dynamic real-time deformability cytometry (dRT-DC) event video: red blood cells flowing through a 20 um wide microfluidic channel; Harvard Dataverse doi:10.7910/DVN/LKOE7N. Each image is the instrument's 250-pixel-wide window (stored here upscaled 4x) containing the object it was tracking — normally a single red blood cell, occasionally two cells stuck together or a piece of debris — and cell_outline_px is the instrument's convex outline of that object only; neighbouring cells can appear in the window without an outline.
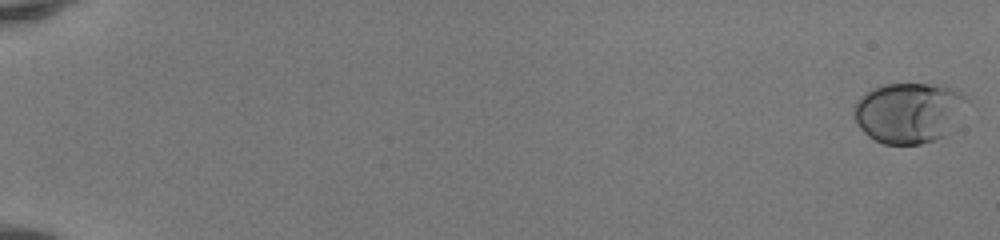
{"species": "human", "species_latin": "Homo sapiens", "temperature_condition": "room temperature", "stored_images_in_passage": 52, "camera_frame_rate_fps": 3000, "um_per_image_px": 0.085, "donor": {"sex": "female"}, "frame": {"image": 1, "passage_image": 1, "time_ms": 0.0, "image_size_px": [1000, 240], "cell_outline_px": [[968, 100], [948, 136], [920, 144], [884, 144], [868, 136], [860, 128], [852, 112], [860, 96], [872, 88], [880, 84], [928, 84], [952, 88], [960, 92]], "centroid_in_image_um": [77.23, 9.58], "position_along_channel_um": 7.8, "area_um2": 39.82}}
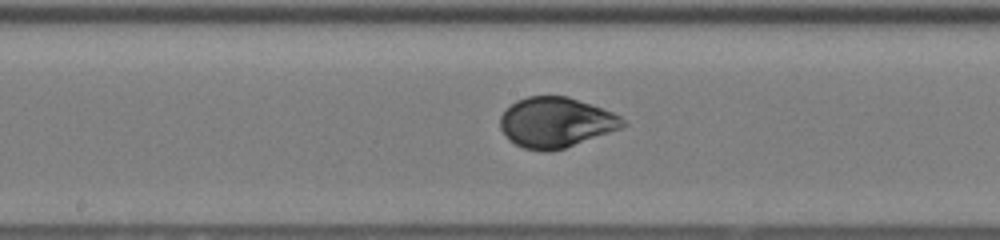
{"frame": {"image": 2, "passage_image": 30, "time_ms": 9.667, "image_size_px": [1000, 240], "cell_outline_px": [[628, 124], [620, 128], [564, 148], [548, 152], [544, 152], [524, 148], [508, 140], [500, 128], [500, 116], [516, 100], [528, 96], [568, 96], [592, 104], [612, 112], [628, 120]], "centroid_in_image_um": [47.25, 10.4], "position_along_channel_um": 201.0, "area_um2": 35.84}}
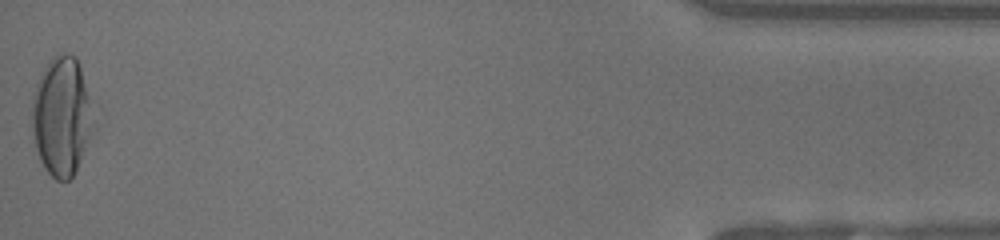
{"frame": {"image": 3, "passage_image": 52, "time_ms": 17.0, "image_size_px": [1000, 240], "cell_outline_px": [[96, 132], [76, 172], [68, 180], [56, 180], [44, 168], [40, 160], [36, 148], [32, 128], [32, 96], [36, 84], [44, 68], [52, 56], [56, 52], [64, 52], [76, 56], [92, 104], [96, 124]], "centroid_in_image_um": [5.29, 9.91], "position_along_channel_um": 429.9, "area_um2": 43.64}, "authors_computed_cell_mechanics": {"area_um2": 36.4718, "velocity_mm_per_s": 4.153, "shape_relaxation_time_tau1_ms": 3.1076, "shape_relaxation_time_tau2_ms": null, "deformation_change_tau1": 0.1744, "deformation_change_tau2": null}}